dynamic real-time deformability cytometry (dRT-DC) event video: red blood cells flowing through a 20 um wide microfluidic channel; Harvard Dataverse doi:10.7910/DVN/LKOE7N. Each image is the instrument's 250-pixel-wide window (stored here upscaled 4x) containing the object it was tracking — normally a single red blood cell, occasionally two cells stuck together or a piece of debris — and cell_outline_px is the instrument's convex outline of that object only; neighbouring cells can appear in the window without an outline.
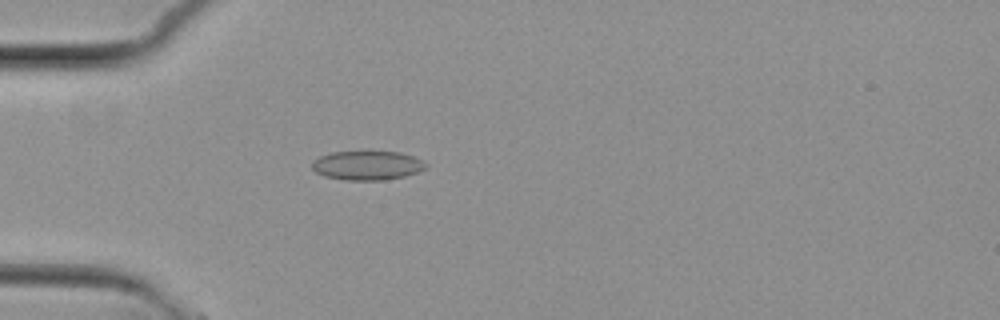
{"species": "common noctule bat (a hibernating species)", "species_latin": "Nyctalus noctula", "temperature_condition": "cold", "stored_images_in_passage": 4, "camera_frame_rate_fps": 3000, "um_per_image_px": 0.085, "animal": {"sex": "female", "body_mass_g": 29.2, "forearm_length_mm": 56.3}, "frame": {"image": 1, "passage_image": 3, "time_ms": 2.333, "image_size_px": [1000, 320], "cell_outline_px": [[428, 164], [424, 168], [416, 172], [404, 176], [384, 180], [344, 180], [324, 176], [316, 172], [312, 168], [312, 160], [320, 156], [332, 152], [400, 152], [424, 160]], "centroid_in_image_um": [31.2, 14.06], "position_along_channel_um": 53.8, "area_um2": 19.25}}